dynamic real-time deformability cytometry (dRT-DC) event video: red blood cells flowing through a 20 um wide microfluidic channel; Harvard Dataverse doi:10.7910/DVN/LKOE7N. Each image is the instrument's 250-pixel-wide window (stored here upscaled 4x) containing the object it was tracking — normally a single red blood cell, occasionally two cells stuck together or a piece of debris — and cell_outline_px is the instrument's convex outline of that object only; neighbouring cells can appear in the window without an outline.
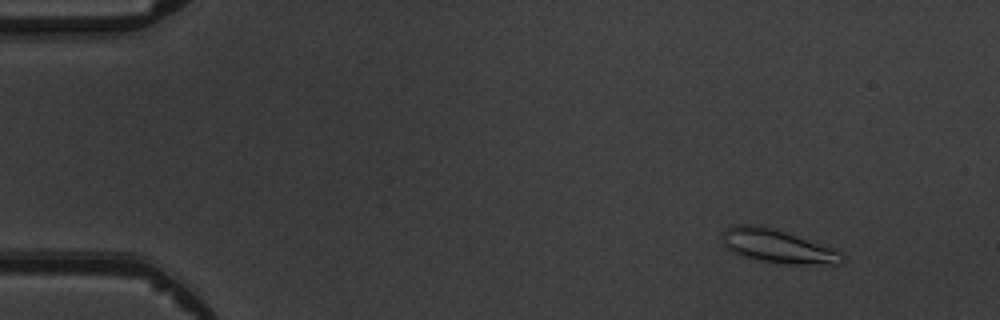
{"species": "common noctule bat (a hibernating species)", "species_latin": "Nyctalus noctula", "temperature_condition": "warm", "stored_images_in_passage": 5, "camera_frame_rate_fps": 3000, "um_per_image_px": 0.085, "animal": {"sex": "male", "body_mass_g": 19.5, "forearm_length_mm": 54.6}, "frame": {"image": 1, "passage_image": 2, "time_ms": 1.0, "image_size_px": [1000, 320], "cell_outline_px": [[844, 260], [840, 264], [796, 264], [764, 260], [748, 256], [736, 252], [728, 248], [724, 244], [720, 232], [724, 228], [732, 224], [764, 224], [832, 248], [840, 252], [844, 256]], "centroid_in_image_um": [66.07, 20.87], "position_along_channel_um": 18.9, "area_um2": 23.12}}